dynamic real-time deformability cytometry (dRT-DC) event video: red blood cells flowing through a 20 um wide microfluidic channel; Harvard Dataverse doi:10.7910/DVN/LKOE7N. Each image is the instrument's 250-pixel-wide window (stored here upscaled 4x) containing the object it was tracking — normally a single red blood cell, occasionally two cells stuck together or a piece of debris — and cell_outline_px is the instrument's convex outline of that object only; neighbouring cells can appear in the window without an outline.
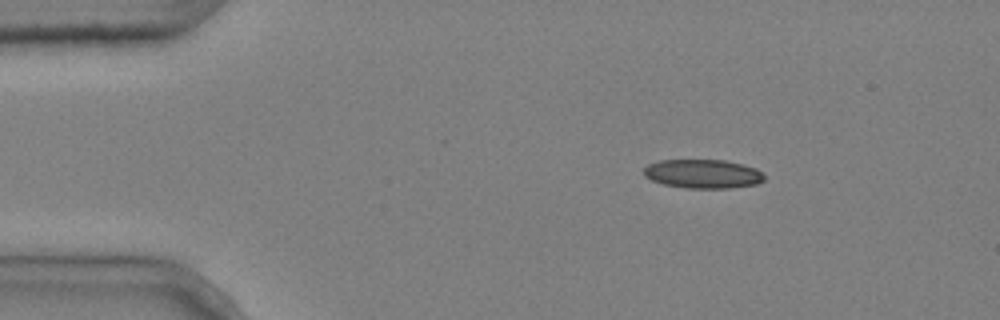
{"species": "common noctule bat (a hibernating species)", "species_latin": "Nyctalus noctula", "temperature_condition": "cold", "stored_images_in_passage": 3, "camera_frame_rate_fps": 3000, "um_per_image_px": 0.085, "animal": {"sex": "male", "body_mass_g": 20.4}, "frame": {"image": 1, "passage_image": 1, "time_ms": 0.0, "image_size_px": [1000, 320], "cell_outline_px": [[764, 180], [756, 184], [728, 188], [688, 188], [664, 184], [652, 180], [644, 176], [644, 168], [648, 164], [660, 160], [724, 160], [744, 164], [756, 168], [764, 176]], "centroid_in_image_um": [59.74, 14.77], "position_along_channel_um": 25.3, "area_um2": 20.23}}